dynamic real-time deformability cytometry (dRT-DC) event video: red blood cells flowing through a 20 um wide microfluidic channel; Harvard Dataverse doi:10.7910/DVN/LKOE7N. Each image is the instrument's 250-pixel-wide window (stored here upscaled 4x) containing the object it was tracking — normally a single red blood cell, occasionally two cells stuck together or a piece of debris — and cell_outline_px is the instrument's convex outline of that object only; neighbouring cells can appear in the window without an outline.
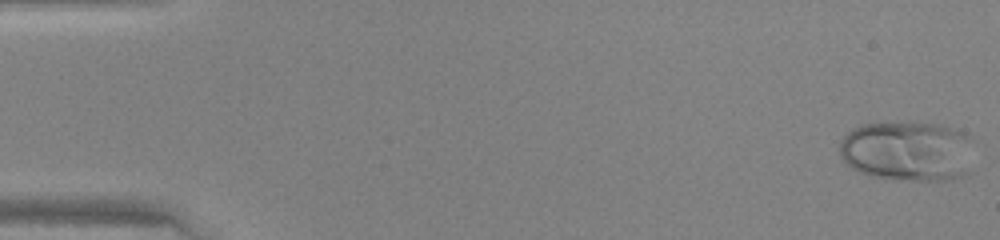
{"species": "human", "species_latin": "Homo sapiens", "temperature_condition": "warm", "stored_images_in_passage": 46, "camera_frame_rate_fps": 3000, "um_per_image_px": 0.085, "donor": {"sex": "female"}, "frame": {"image": 1, "passage_image": 1, "time_ms": 0.0, "image_size_px": [1000, 240], "cell_outline_px": [[972, 140], [968, 176], [952, 180], [912, 180], [872, 176], [860, 172], [852, 168], [840, 156], [840, 140], [852, 128], [860, 124], [908, 120], [940, 124], [964, 132]], "centroid_in_image_um": [77.15, 12.81], "position_along_channel_um": 7.8, "area_um2": 48.09}}
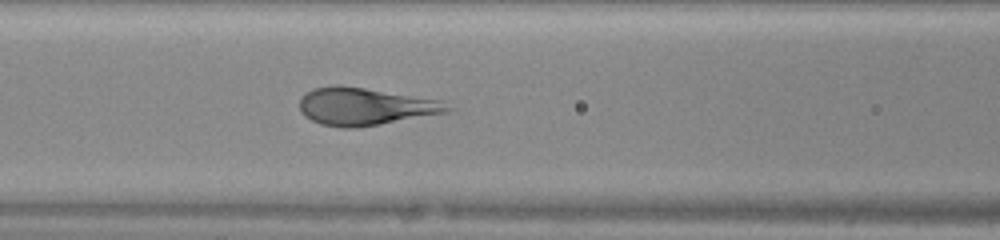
{"frame": {"image": 2, "passage_image": 20, "time_ms": 6.333, "image_size_px": [1000, 240], "cell_outline_px": [[456, 108], [448, 112], [356, 128], [340, 128], [320, 124], [304, 116], [300, 112], [300, 96], [316, 88], [364, 88], [444, 100]], "centroid_in_image_um": [31.11, 9.09], "position_along_channel_um": 135.5, "area_um2": 31.79}}
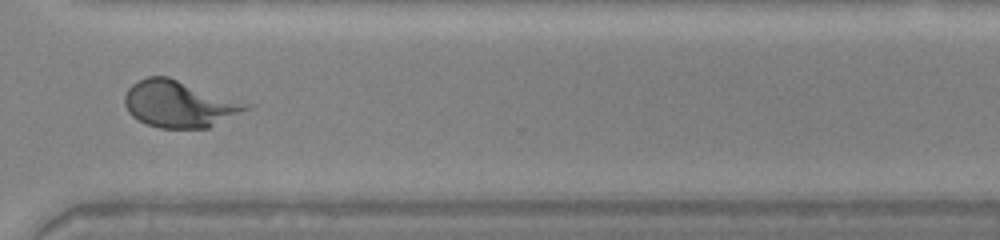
{"frame": {"image": 3, "passage_image": 35, "time_ms": 11.333, "image_size_px": [1000, 240], "cell_outline_px": [[252, 108], [208, 128], [160, 128], [148, 124], [132, 116], [128, 112], [124, 104], [124, 96], [128, 88], [132, 84], [148, 76], [168, 76], [252, 104]], "centroid_in_image_um": [15.26, 8.83], "position_along_channel_um": 355.3, "area_um2": 33.12}}